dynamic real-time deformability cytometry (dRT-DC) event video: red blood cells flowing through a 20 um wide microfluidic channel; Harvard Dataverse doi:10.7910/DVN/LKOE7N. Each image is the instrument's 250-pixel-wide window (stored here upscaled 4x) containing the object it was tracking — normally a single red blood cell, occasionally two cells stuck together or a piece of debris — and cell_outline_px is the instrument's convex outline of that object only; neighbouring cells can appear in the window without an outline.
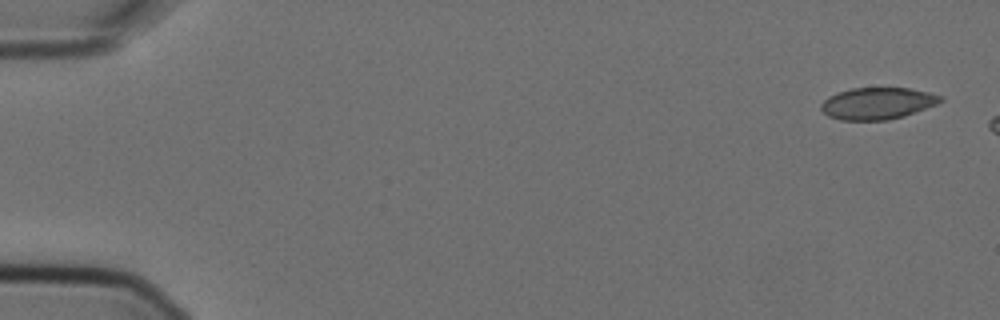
{"species": "Egyptian fruit bat (a non-hibernating species)", "species_latin": "Rousettus aegyptiacus", "temperature_condition": "cold", "stored_images_in_passage": 3, "camera_frame_rate_fps": 3000, "um_per_image_px": 0.085, "animal": {"sex": "female"}, "frame": {"image": 1, "passage_image": 1, "time_ms": 0.0, "image_size_px": [1000, 320], "cell_outline_px": [[944, 100], [936, 104], [904, 116], [888, 120], [840, 120], [828, 116], [820, 108], [820, 104], [828, 96], [836, 92], [852, 88], [908, 88], [928, 92], [944, 96]], "centroid_in_image_um": [74.56, 8.78], "position_along_channel_um": 10.4, "area_um2": 22.2}}